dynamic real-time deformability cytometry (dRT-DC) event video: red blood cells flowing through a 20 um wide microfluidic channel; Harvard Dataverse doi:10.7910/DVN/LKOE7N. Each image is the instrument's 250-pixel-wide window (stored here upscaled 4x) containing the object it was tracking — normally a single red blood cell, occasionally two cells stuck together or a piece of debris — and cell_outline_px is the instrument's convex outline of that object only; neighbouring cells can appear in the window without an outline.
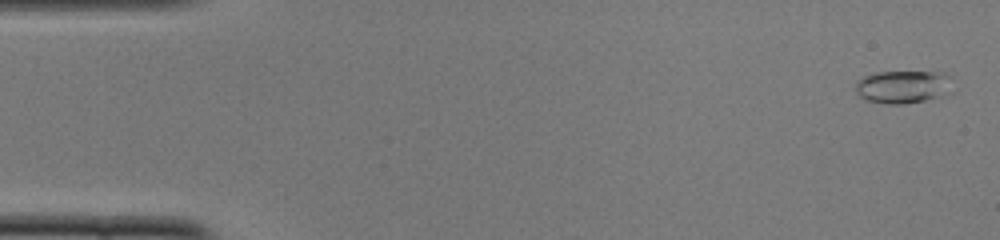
{"species": "common noctule bat (a hibernating species)", "species_latin": "Nyctalus noctula", "temperature_condition": "cold", "stored_images_in_passage": 50, "camera_frame_rate_fps": 3000, "um_per_image_px": 0.085, "animal": {"sex": "female", "body_mass_g": 22.0, "forearm_length_mm": 56.7}, "frame": {"image": 1, "passage_image": 2, "time_ms": 0.333, "image_size_px": [1000, 240], "cell_outline_px": [[952, 92], [924, 100], [904, 104], [884, 104], [868, 100], [860, 96], [856, 92], [856, 80], [864, 76], [876, 72], [944, 72], [952, 76]], "centroid_in_image_um": [76.79, 7.36], "position_along_channel_um": 8.2, "area_um2": 18.79}}
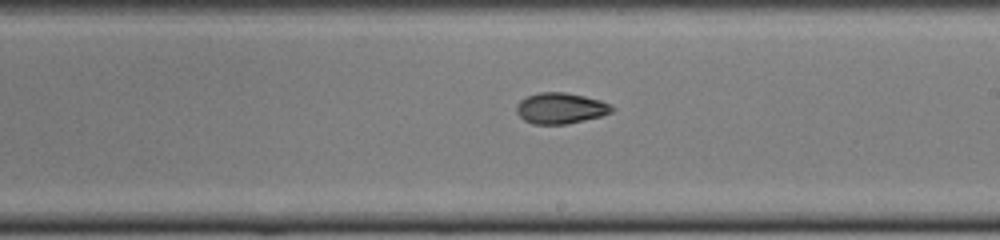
{"frame": {"image": 2, "passage_image": 29, "time_ms": 9.333, "image_size_px": [1000, 240], "cell_outline_px": [[616, 108], [612, 112], [600, 116], [568, 124], [532, 124], [524, 120], [516, 112], [516, 104], [520, 100], [528, 96], [540, 92], [564, 92], [584, 96], [600, 100], [612, 104]], "centroid_in_image_um": [47.66, 9.2], "position_along_channel_um": 241.3, "area_um2": 17.28}}
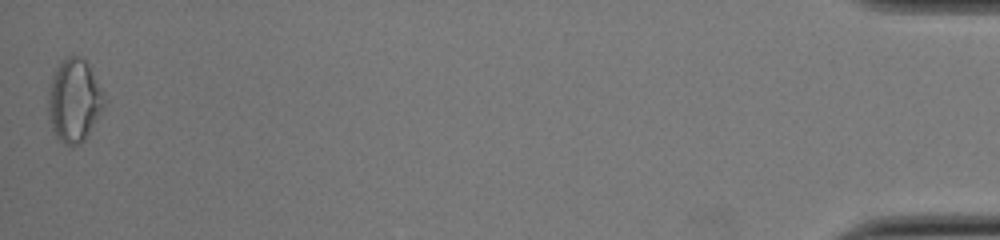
{"frame": {"image": 3, "passage_image": 50, "time_ms": 16.333, "image_size_px": [1000, 240], "cell_outline_px": [[108, 100], [104, 108], [84, 140], [80, 144], [64, 144], [56, 136], [52, 128], [48, 116], [48, 92], [52, 76], [56, 68], [68, 56], [80, 56], [88, 64], [104, 92]], "centroid_in_image_um": [6.33, 8.54], "position_along_channel_um": 428.9, "area_um2": 27.11}, "authors_computed_cell_mechanics": {"area_um2": 17.4267, "velocity_mm_per_s": 4.0139, "shape_relaxation_time_tau1_ms": 4.0966, "shape_relaxation_time_tau2_ms": 4.9722, "deformation_change_tau1": 0.1551, "deformation_change_tau2": 0.0931}}